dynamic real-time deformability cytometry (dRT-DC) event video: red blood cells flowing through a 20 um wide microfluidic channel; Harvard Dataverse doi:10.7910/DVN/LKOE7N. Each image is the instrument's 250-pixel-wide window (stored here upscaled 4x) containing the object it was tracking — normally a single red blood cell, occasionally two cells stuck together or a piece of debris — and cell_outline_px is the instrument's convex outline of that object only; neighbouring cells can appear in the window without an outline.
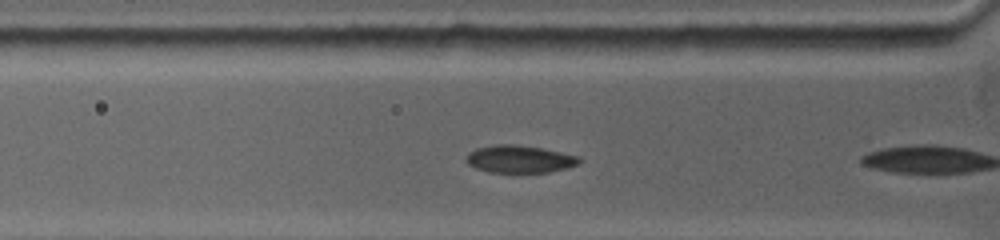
{"species": "common noctule bat (a hibernating species)", "species_latin": "Nyctalus noctula", "temperature_condition": "warm", "stored_images_in_passage": 7, "camera_frame_rate_fps": 5000, "um_per_image_px": 0.085, "animal": {"sex": "female", "body_mass_g": 19.0, "forearm_length_mm": 53.3}, "frame": {"image": 1, "passage_image": 6, "time_ms": 1.4, "image_size_px": [1000, 240], "cell_outline_px": [[580, 164], [568, 168], [548, 172], [488, 172], [476, 168], [468, 164], [464, 160], [468, 152], [476, 148], [496, 144], [512, 144], [540, 148], [580, 156]], "centroid_in_image_um": [44.14, 13.52], "position_along_channel_um": 81.7, "area_um2": 18.15}}